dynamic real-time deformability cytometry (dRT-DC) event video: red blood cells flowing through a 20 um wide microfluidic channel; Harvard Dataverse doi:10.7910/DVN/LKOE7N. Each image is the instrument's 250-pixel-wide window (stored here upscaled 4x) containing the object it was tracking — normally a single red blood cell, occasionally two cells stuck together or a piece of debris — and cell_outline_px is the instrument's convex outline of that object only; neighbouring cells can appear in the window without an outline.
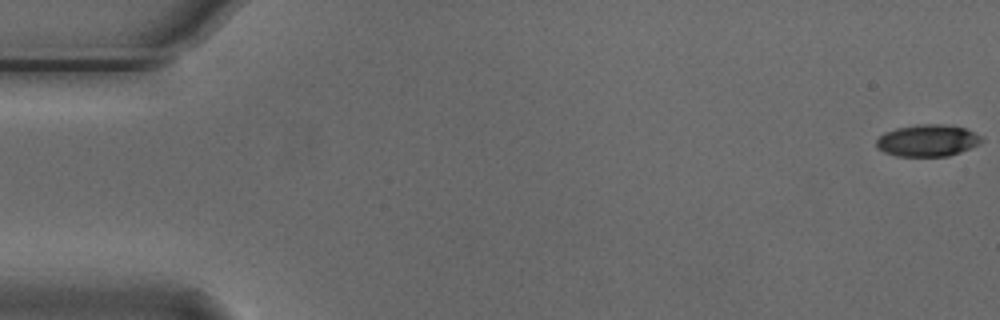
{"species": "Egyptian fruit bat (a non-hibernating species)", "species_latin": "Rousettus aegyptiacus", "temperature_condition": "cold", "stored_images_in_passage": 55, "camera_frame_rate_fps": 3000, "um_per_image_px": 0.085, "animal": {"sex": "male"}, "frame": {"image": 1, "passage_image": 1, "time_ms": 0.0, "image_size_px": [1000, 320], "cell_outline_px": [[984, 140], [980, 144], [960, 152], [948, 156], [896, 156], [884, 152], [876, 148], [876, 140], [884, 132], [896, 128], [916, 124], [944, 124], [964, 128], [984, 136]], "centroid_in_image_um": [78.85, 11.94], "position_along_channel_um": 6.1, "area_um2": 19.77}}
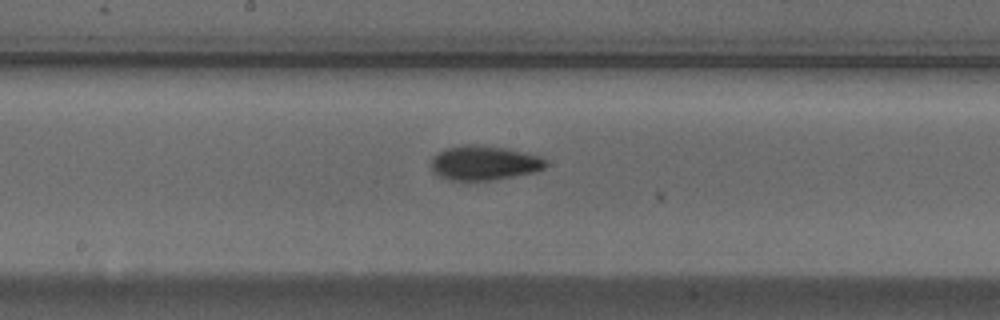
{"frame": {"image": 2, "passage_image": 29, "time_ms": 9.333, "image_size_px": [1000, 320], "cell_outline_px": [[548, 164], [544, 168], [532, 172], [492, 180], [452, 180], [440, 176], [432, 168], [432, 156], [436, 152], [448, 148], [464, 144], [476, 144], [508, 148], [540, 156], [548, 160]], "centroid_in_image_um": [41.17, 13.82], "position_along_channel_um": 207.0, "area_um2": 22.95}}
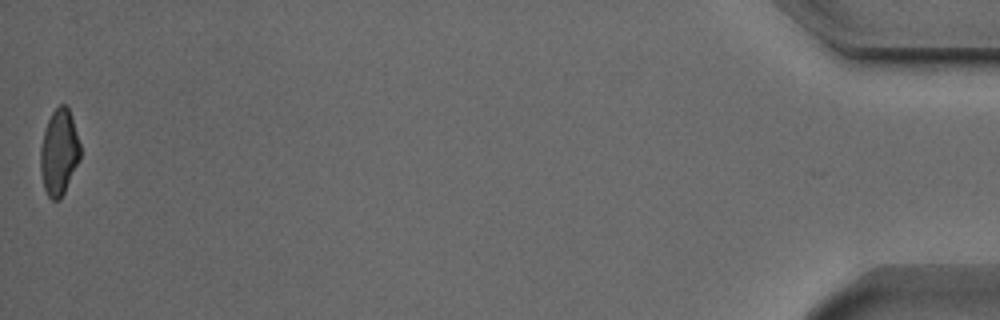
{"frame": {"image": 3, "passage_image": 55, "time_ms": 18.0, "image_size_px": [1000, 320], "cell_outline_px": [[80, 160], [60, 200], [52, 200], [48, 196], [44, 188], [40, 172], [40, 148], [44, 132], [48, 120], [52, 112], [60, 104], [64, 104], [68, 108], [72, 116], [80, 144]], "centroid_in_image_um": [5.02, 12.95], "position_along_channel_um": 430.2, "area_um2": 19.94}, "authors_computed_cell_mechanics": {"area_um2": 21.2126, "velocity_mm_per_s": 3.7482, "shape_relaxation_time_tau1_ms": 4.8216, "shape_relaxation_time_tau2_ms": 5.8623, "deformation_change_tau1": 0.1558, "deformation_change_tau2": 0.1245}}